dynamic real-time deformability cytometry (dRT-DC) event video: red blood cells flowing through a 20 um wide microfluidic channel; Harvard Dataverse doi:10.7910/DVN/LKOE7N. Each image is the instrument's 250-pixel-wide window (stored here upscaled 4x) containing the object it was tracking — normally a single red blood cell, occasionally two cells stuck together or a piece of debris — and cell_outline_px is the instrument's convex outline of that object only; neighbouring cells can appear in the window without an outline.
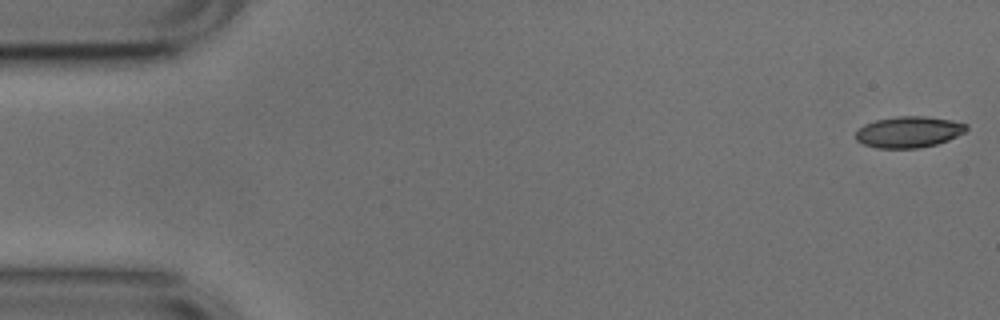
{"species": "common noctule bat (a hibernating species)", "species_latin": "Nyctalus noctula", "temperature_condition": "cold", "stored_images_in_passage": 52, "camera_frame_rate_fps": 3000, "um_per_image_px": 0.085, "animal": {"sex": "male", "body_mass_g": 17.9, "forearm_length_mm": 54.2}, "frame": {"image": 1, "passage_image": 1, "time_ms": 0.0, "image_size_px": [1000, 320], "cell_outline_px": [[968, 128], [964, 132], [948, 140], [936, 144], [916, 148], [876, 148], [864, 144], [856, 140], [856, 132], [864, 124], [876, 120], [900, 116], [924, 116], [952, 120], [968, 124]], "centroid_in_image_um": [77.25, 11.21], "position_along_channel_um": 7.8, "area_um2": 20.0}}
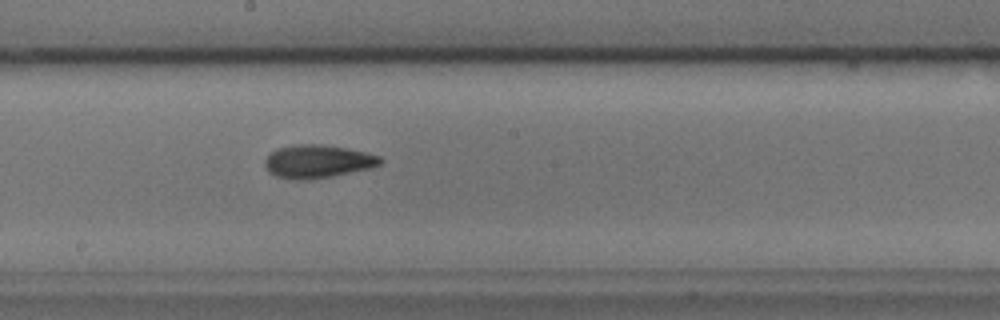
{"frame": {"image": 2, "passage_image": 28, "time_ms": 9.0, "image_size_px": [1000, 320], "cell_outline_px": [[384, 160], [380, 164], [372, 168], [332, 176], [308, 180], [296, 180], [276, 176], [268, 172], [264, 164], [264, 160], [276, 148], [296, 144], [320, 144], [348, 148], [380, 156]], "centroid_in_image_um": [27.0, 13.72], "position_along_channel_um": 221.2, "area_um2": 22.43}}
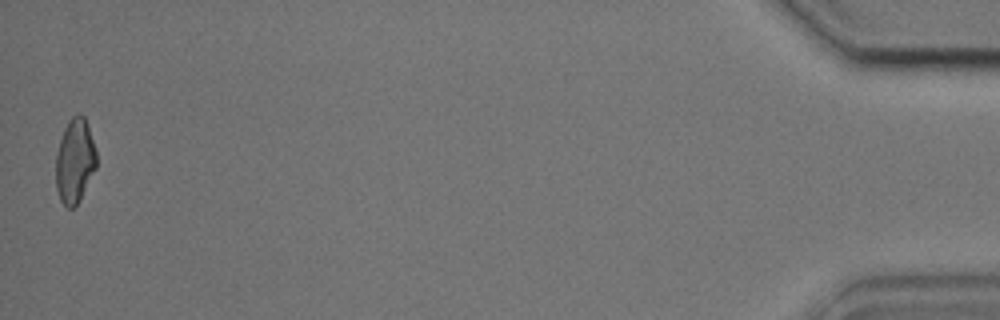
{"frame": {"image": 3, "passage_image": 52, "time_ms": 17.0, "image_size_px": [1000, 320], "cell_outline_px": [[96, 168], [80, 200], [72, 208], [68, 208], [60, 200], [56, 188], [56, 152], [64, 128], [68, 120], [76, 112], [80, 112], [84, 116], [96, 148]], "centroid_in_image_um": [6.36, 13.65], "position_along_channel_um": 428.8, "area_um2": 20.11}, "authors_computed_cell_mechanics": {"area_um2": 20.8369, "velocity_mm_per_s": 3.7708, "shape_relaxation_time_tau1_ms": 4.2908, "shape_relaxation_time_tau2_ms": 4.1876, "deformation_change_tau1": 0.1213, "deformation_change_tau2": 0.1072}}